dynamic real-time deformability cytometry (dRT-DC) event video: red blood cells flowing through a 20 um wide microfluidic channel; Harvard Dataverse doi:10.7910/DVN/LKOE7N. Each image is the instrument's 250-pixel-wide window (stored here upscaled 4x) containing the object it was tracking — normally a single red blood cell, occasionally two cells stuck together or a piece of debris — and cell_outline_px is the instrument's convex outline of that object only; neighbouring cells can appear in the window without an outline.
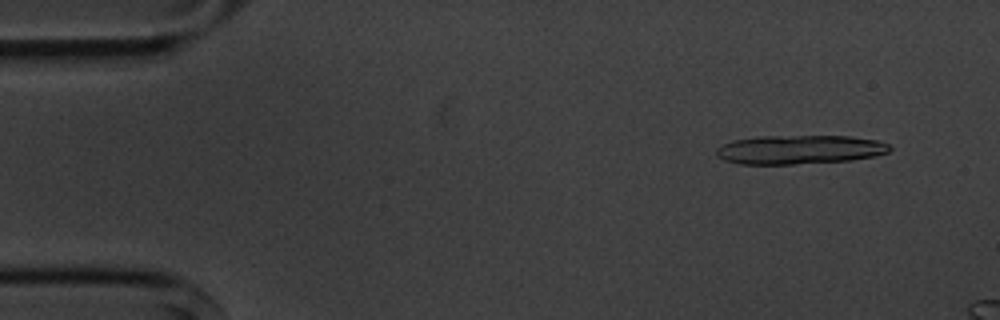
{"species": "common noctule bat (a hibernating species)", "species_latin": "Nyctalus noctula", "temperature_condition": "cold", "stored_images_in_passage": 4, "camera_frame_rate_fps": 3000, "um_per_image_px": 0.085, "animal": {"sex": "male", "body_mass_g": 20.1, "forearm_length_mm": 53.5}, "frame": {"image": 1, "passage_image": 2, "time_ms": 1.0, "image_size_px": [1000, 320], "cell_outline_px": [[892, 148], [888, 152], [876, 156], [852, 160], [796, 164], [740, 164], [724, 160], [716, 156], [716, 148], [720, 144], [732, 140], [756, 136], [848, 136], [880, 140], [888, 144]], "centroid_in_image_um": [67.94, 12.71], "position_along_channel_um": 17.1, "area_um2": 29.65}}